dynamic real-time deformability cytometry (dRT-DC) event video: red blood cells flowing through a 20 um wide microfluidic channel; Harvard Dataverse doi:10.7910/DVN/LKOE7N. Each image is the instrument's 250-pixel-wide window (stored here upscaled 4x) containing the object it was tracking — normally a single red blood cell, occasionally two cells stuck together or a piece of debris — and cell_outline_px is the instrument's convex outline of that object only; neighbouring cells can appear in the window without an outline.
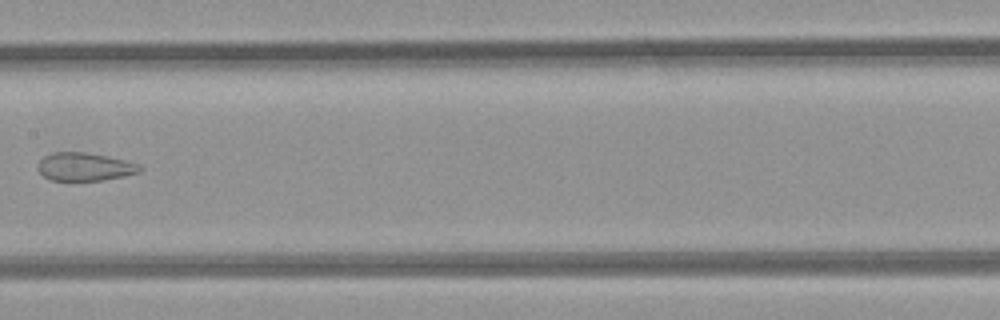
{"species": "common noctule bat (a hibernating species)", "species_latin": "Nyctalus noctula", "temperature_condition": "room temperature", "stored_images_in_passage": 8, "camera_frame_rate_fps": 3000, "um_per_image_px": 0.085, "animal": {"sex": "female", "body_mass_g": 21.9}, "frame": {"image": 1, "passage_image": 8, "time_ms": 2.333, "image_size_px": [1000, 320], "cell_outline_px": [[144, 168], [140, 172], [124, 176], [104, 180], [52, 180], [44, 176], [36, 168], [36, 164], [44, 156], [52, 152], [84, 152], [108, 156], [140, 164]], "centroid_in_image_um": [7.2, 14.17], "position_along_channel_um": 200.2, "area_um2": 16.82}}